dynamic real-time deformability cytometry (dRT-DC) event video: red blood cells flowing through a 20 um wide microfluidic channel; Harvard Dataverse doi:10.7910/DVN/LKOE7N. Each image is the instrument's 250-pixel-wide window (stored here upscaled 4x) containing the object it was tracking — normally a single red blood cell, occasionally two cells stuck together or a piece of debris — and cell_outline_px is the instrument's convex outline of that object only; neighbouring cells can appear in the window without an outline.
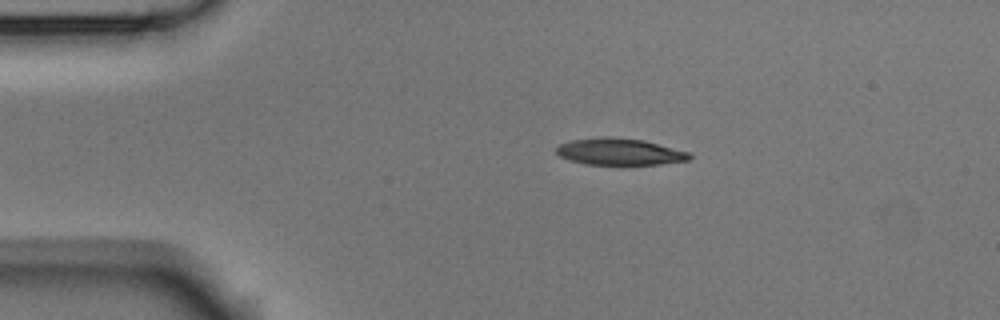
{"species": "Egyptian fruit bat (a non-hibernating species)", "species_latin": "Rousettus aegyptiacus", "temperature_condition": "room temperature", "stored_images_in_passage": 4, "camera_frame_rate_fps": 3000, "um_per_image_px": 0.085, "animal": {"sex": "male"}, "frame": {"image": 1, "passage_image": 2, "time_ms": 0.333, "image_size_px": [1000, 320], "cell_outline_px": [[692, 156], [688, 160], [660, 164], [584, 164], [560, 156], [556, 152], [556, 148], [560, 144], [572, 140], [600, 136], [608, 136], [644, 140], [688, 152]], "centroid_in_image_um": [52.65, 12.88], "position_along_channel_um": 32.4, "area_um2": 20.52}}
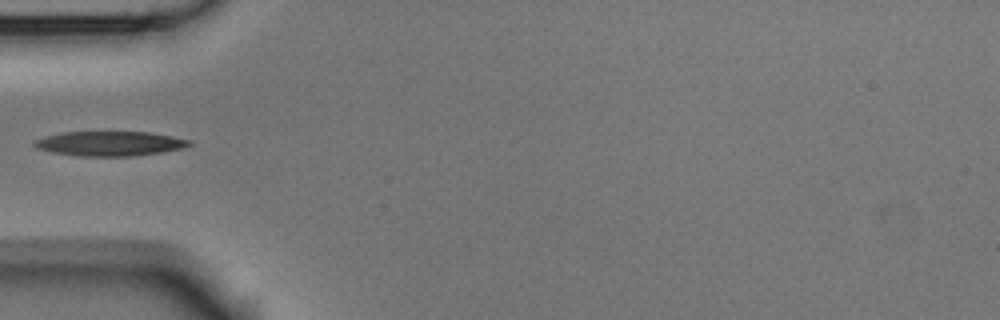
{"frame": {"image": 2, "passage_image": 4, "time_ms": 1.0, "image_size_px": [1000, 320], "cell_outline_px": [[192, 144], [184, 148], [160, 152], [132, 156], [80, 156], [52, 152], [36, 148], [32, 144], [36, 140], [44, 136], [64, 132], [148, 132], [172, 136], [192, 140]], "centroid_in_image_um": [9.34, 12.2], "position_along_channel_um": 75.7, "area_um2": 22.2}}